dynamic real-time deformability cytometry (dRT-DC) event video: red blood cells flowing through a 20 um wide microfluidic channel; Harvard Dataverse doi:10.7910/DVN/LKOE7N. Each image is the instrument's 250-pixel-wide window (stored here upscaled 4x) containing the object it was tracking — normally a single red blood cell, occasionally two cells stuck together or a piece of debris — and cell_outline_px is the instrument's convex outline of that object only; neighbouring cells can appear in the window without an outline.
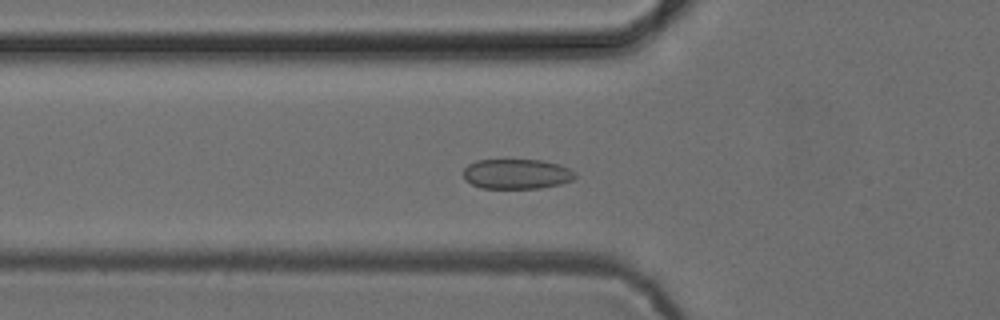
{"species": "common noctule bat (a hibernating species)", "species_latin": "Nyctalus noctula", "temperature_condition": "cold", "stored_images_in_passage": 52, "camera_frame_rate_fps": 3000, "um_per_image_px": 0.085, "animal": {"sex": "female", "body_mass_g": 24.6, "forearm_length_mm": 56.2}, "frame": {"image": 1, "passage_image": 18, "time_ms": 5.667, "image_size_px": [1000, 320], "cell_outline_px": [[576, 176], [572, 180], [560, 184], [540, 188], [480, 188], [464, 180], [464, 168], [468, 164], [476, 160], [540, 160], [556, 164], [568, 168], [576, 172]], "centroid_in_image_um": [43.89, 14.79], "position_along_channel_um": 81.9, "area_um2": 19.48}}
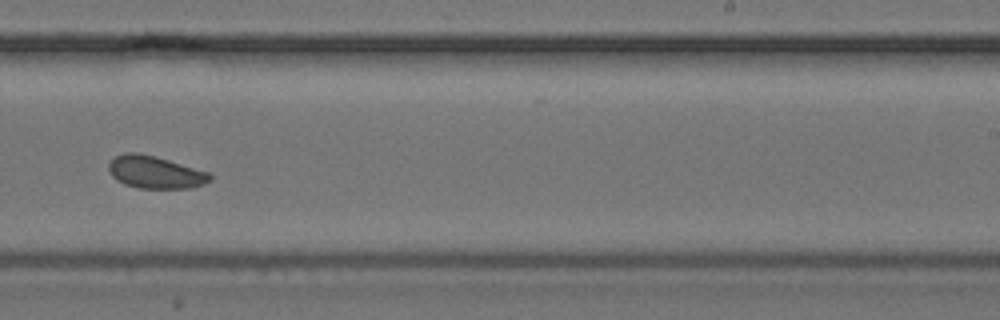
{"frame": {"image": 2, "passage_image": 33, "time_ms": 10.667, "image_size_px": [1000, 320], "cell_outline_px": [[212, 180], [204, 184], [192, 188], [140, 188], [124, 184], [116, 180], [112, 176], [108, 168], [108, 164], [116, 156], [124, 152], [136, 152], [156, 156], [208, 172], [212, 176]], "centroid_in_image_um": [13.19, 14.64], "position_along_channel_um": 275.8, "area_um2": 19.19}}
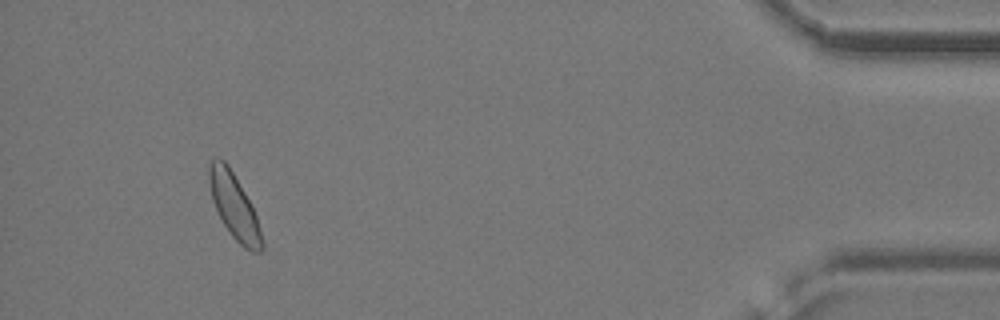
{"frame": {"image": 3, "passage_image": 49, "time_ms": 16.0, "image_size_px": [1000, 320], "cell_outline_px": [[264, 248], [260, 252], [252, 252], [244, 248], [232, 236], [224, 224], [212, 200], [208, 180], [208, 164], [216, 156], [220, 156], [228, 164], [244, 192], [256, 216], [260, 228], [264, 244]], "centroid_in_image_um": [19.89, 17.51], "position_along_channel_um": 415.3, "area_um2": 19.88}, "authors_computed_cell_mechanics": {"area_um2": 19.6231, "velocity_mm_per_s": 3.8802, "shape_relaxation_time_tau1_ms": 2.4244, "shape_relaxation_time_tau2_ms": 1.361, "deformation_change_tau1": 0.04, "deformation_change_tau2": 0.0384}}